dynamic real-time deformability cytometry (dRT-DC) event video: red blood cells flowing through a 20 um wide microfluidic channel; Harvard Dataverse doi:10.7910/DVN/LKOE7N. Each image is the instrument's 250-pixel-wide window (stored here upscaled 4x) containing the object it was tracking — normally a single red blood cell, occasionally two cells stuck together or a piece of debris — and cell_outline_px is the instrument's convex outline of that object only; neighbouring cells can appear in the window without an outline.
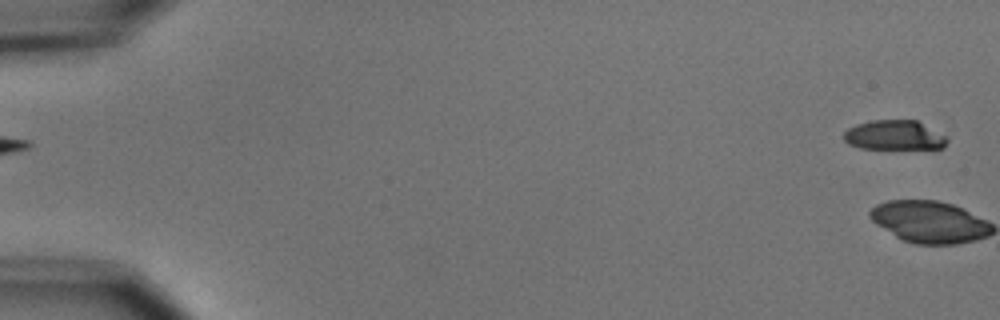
{"species": "common noctule bat (a hibernating species)", "species_latin": "Nyctalus noctula", "temperature_condition": "cold", "stored_images_in_passage": 5, "segment_of_instrument_passage": [2, 2], "camera_frame_rate_fps": 3000, "um_per_image_px": 0.085, "animal": {"sex": "male", "body_mass_g": 15.6}, "frame": {"image": 1, "passage_image": 5, "time_ms": 5.667, "image_size_px": [1000, 320], "cell_outline_px": [[948, 140], [944, 148], [860, 148], [848, 144], [844, 140], [844, 132], [848, 128], [856, 124], [872, 120], [916, 120], [948, 136]], "centroid_in_image_um": [76.03, 11.48], "position_along_channel_um": 9.0, "area_um2": 17.86}}